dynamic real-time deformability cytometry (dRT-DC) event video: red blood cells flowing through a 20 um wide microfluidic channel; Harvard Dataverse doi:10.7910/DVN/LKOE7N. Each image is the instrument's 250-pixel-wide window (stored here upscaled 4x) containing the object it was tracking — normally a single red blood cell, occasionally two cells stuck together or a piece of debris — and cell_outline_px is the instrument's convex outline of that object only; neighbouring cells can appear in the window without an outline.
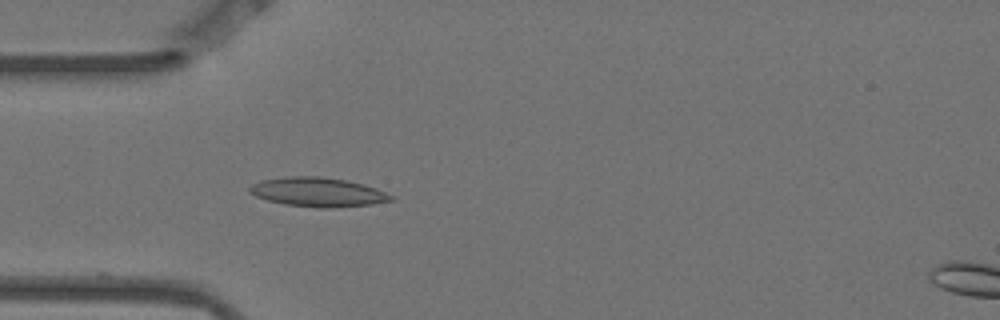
{"species": "Egyptian fruit bat (a non-hibernating species)", "species_latin": "Rousettus aegyptiacus", "temperature_condition": "warm", "stored_images_in_passage": 4, "camera_frame_rate_fps": 3000, "um_per_image_px": 0.085, "animal": {"sex": "female"}, "frame": {"image": 1, "passage_image": 4, "time_ms": 1.0, "image_size_px": [1000, 320], "cell_outline_px": [[396, 200], [372, 204], [332, 208], [316, 208], [284, 204], [268, 200], [256, 196], [248, 192], [248, 188], [252, 184], [260, 180], [288, 176], [320, 176], [348, 180], [364, 184], [376, 188], [396, 196]], "centroid_in_image_um": [27.06, 16.33], "position_along_channel_um": 57.9, "area_um2": 24.45}}